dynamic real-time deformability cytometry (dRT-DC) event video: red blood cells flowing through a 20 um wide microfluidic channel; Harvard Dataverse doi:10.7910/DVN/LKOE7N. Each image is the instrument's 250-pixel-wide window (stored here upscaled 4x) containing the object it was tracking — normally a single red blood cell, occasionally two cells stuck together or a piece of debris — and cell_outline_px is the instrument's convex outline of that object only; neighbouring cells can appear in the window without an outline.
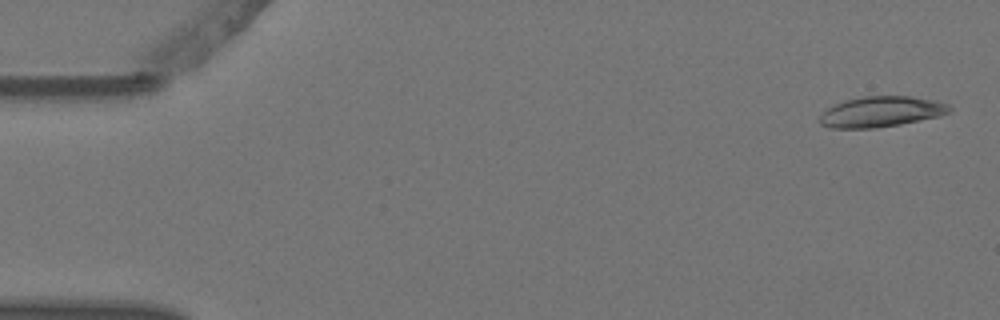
{"species": "Egyptian fruit bat (a non-hibernating species)", "species_latin": "Rousettus aegyptiacus", "temperature_condition": "warm", "stored_images_in_passage": 5, "camera_frame_rate_fps": 3000, "um_per_image_px": 0.085, "animal": {"sex": "female"}, "frame": {"image": 1, "passage_image": 1, "time_ms": 0.0, "image_size_px": [1000, 320], "cell_outline_px": [[952, 108], [948, 112], [940, 116], [900, 124], [876, 128], [828, 128], [820, 124], [820, 116], [828, 108], [844, 100], [864, 96], [912, 96], [936, 100], [948, 104]], "centroid_in_image_um": [74.91, 9.49], "position_along_channel_um": 10.1, "area_um2": 23.12}}
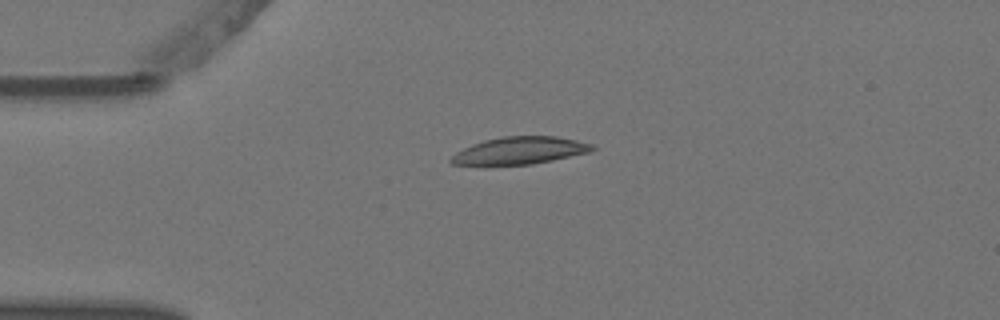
{"frame": {"image": 2, "passage_image": 4, "time_ms": 1.0, "image_size_px": [1000, 320], "cell_outline_px": [[596, 148], [592, 152], [532, 164], [452, 164], [448, 160], [456, 152], [472, 144], [484, 140], [504, 136], [556, 136], [576, 140], [592, 144]], "centroid_in_image_um": [44.23, 12.78], "position_along_channel_um": 40.8, "area_um2": 22.25}}